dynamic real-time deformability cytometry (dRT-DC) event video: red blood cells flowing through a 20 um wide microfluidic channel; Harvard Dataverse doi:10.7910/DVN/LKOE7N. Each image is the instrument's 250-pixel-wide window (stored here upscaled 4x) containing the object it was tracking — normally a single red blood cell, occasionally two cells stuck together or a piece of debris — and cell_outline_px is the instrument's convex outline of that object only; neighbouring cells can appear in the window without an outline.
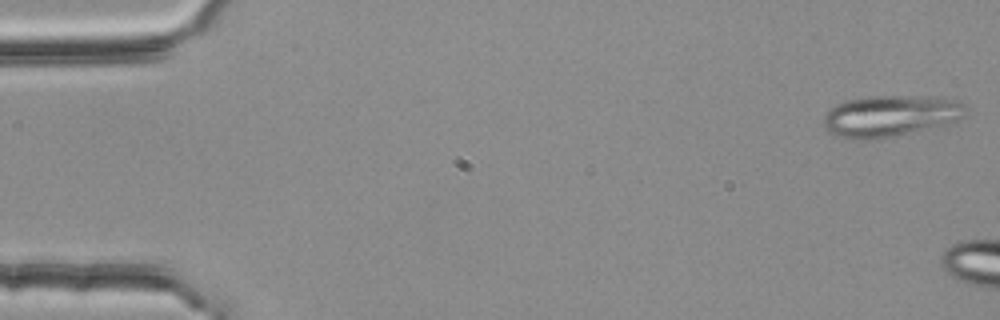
{"species": "common noctule bat (a hibernating species)", "species_latin": "Nyctalus noctula", "temperature_condition": "room temperature", "stored_images_in_passage": 6, "camera_frame_rate_fps": 3000, "um_per_image_px": 0.085, "animal": {"sex": "female", "body_mass_g": 25.1}, "frame": {"image": 1, "passage_image": 1, "time_ms": 0.0, "image_size_px": [1000, 320], "cell_outline_px": [[968, 108], [956, 120], [940, 124], [872, 140], [868, 140], [836, 136], [824, 124], [824, 112], [848, 100], [864, 96], [936, 96], [960, 100]], "centroid_in_image_um": [75.67, 9.81], "position_along_channel_um": 9.3, "area_um2": 33.41}}